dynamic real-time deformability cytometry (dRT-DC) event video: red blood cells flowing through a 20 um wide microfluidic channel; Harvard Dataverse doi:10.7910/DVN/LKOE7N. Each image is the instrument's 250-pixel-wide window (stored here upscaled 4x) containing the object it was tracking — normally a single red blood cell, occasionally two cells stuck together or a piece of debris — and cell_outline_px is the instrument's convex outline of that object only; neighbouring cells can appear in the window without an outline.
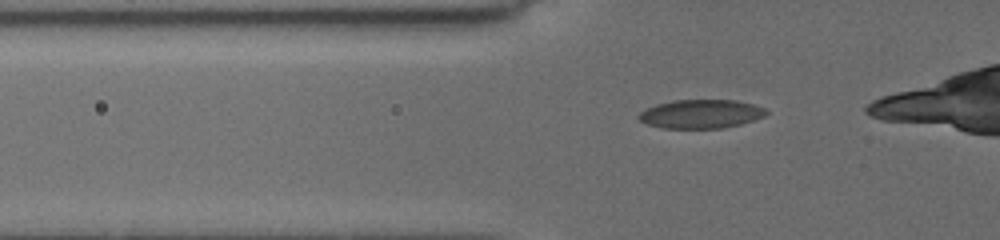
{"species": "common noctule bat (a hibernating species)", "species_latin": "Nyctalus noctula", "temperature_condition": "cold", "stored_images_in_passage": 15, "camera_frame_rate_fps": 3000, "um_per_image_px": 0.085, "animal": {"sex": "female", "body_mass_g": 19.5, "forearm_length_mm": 54.1}, "frame": {"image": 1, "passage_image": 4, "time_ms": 1.333, "image_size_px": [1000, 240], "cell_outline_px": [[768, 112], [764, 116], [740, 124], [724, 128], [660, 128], [648, 124], [640, 120], [636, 116], [644, 108], [656, 104], [672, 100], [736, 100], [752, 104], [764, 108]], "centroid_in_image_um": [59.53, 9.68], "position_along_channel_um": 66.3, "area_um2": 21.39}}
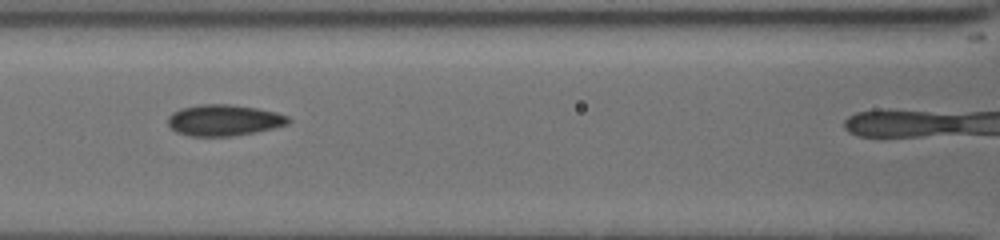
{"frame": {"image": 2, "passage_image": 10, "time_ms": 3.667, "image_size_px": [1000, 240], "cell_outline_px": [[292, 120], [288, 124], [272, 128], [232, 136], [188, 136], [176, 132], [168, 124], [168, 116], [172, 112], [180, 108], [200, 104], [228, 104], [256, 108], [276, 112], [288, 116]], "centroid_in_image_um": [19.01, 10.21], "position_along_channel_um": 147.6, "area_um2": 21.85}}
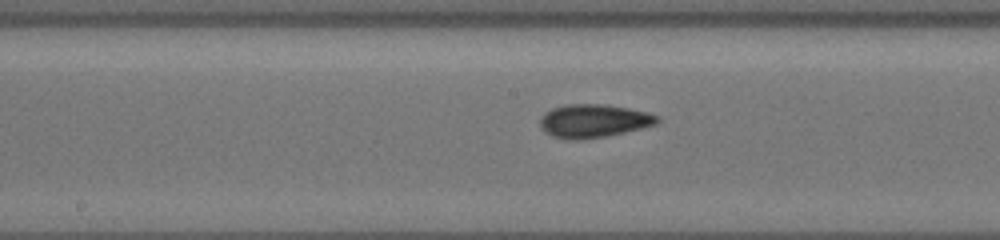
{"frame": {"image": 3, "passage_image": 13, "time_ms": 5.0, "image_size_px": [1000, 240], "cell_outline_px": [[660, 120], [656, 124], [624, 132], [604, 136], [576, 140], [568, 140], [556, 136], [548, 132], [540, 124], [540, 116], [544, 112], [552, 108], [568, 104], [604, 104], [628, 108], [648, 112], [660, 116]], "centroid_in_image_um": [50.48, 10.25], "position_along_channel_um": 197.7, "area_um2": 22.48}}